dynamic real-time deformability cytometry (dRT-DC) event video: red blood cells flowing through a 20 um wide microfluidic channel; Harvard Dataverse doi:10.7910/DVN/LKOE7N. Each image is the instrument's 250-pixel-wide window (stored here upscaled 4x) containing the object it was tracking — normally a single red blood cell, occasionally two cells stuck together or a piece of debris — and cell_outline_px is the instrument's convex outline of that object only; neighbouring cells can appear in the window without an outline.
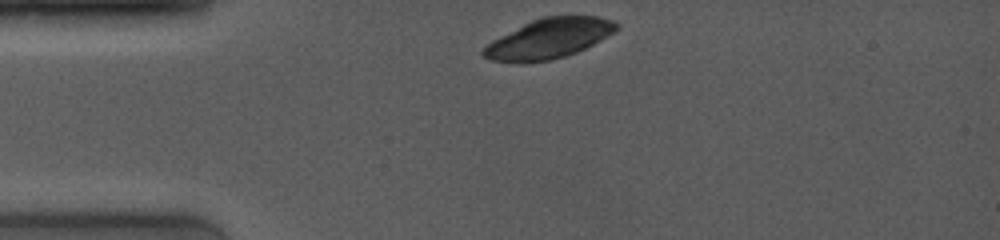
{"species": "common noctule bat (a hibernating species)", "species_latin": "Nyctalus noctula", "temperature_condition": "room temperature", "stored_images_in_passage": 6, "camera_frame_rate_fps": 4000, "um_per_image_px": 0.085, "animal": {"sex": "female", "body_mass_g": 19.0, "forearm_length_mm": 53.3}, "frame": {"image": 1, "passage_image": 1, "time_ms": 0.0, "image_size_px": [1000, 240], "cell_outline_px": [[620, 28], [592, 44], [576, 52], [552, 60], [520, 64], [488, 60], [480, 52], [492, 40], [540, 16], [600, 16], [616, 20], [620, 24]], "centroid_in_image_um": [46.65, 3.28], "position_along_channel_um": 38.3, "area_um2": 31.1}}